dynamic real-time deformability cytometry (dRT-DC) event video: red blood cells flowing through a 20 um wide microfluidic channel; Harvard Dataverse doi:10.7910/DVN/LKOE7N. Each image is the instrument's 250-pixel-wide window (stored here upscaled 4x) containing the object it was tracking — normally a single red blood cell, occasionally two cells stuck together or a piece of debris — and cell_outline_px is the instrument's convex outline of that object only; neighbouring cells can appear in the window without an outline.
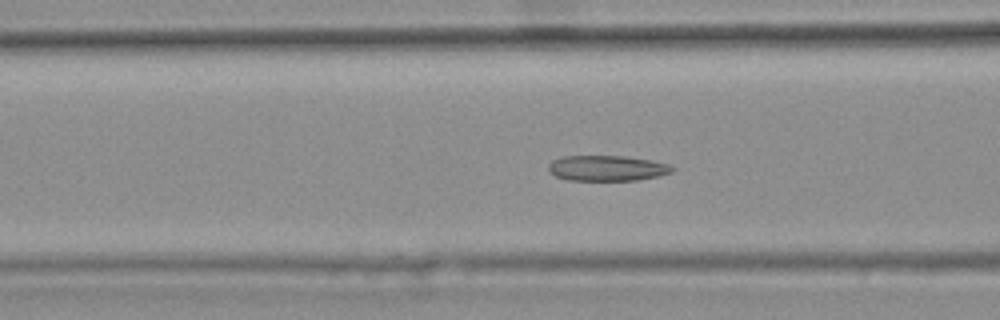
{"species": "common noctule bat (a hibernating species)", "species_latin": "Nyctalus noctula", "temperature_condition": "warm", "stored_images_in_passage": 46, "camera_frame_rate_fps": 3000, "um_per_image_px": 0.085, "animal": {"sex": "female", "body_mass_g": 25.1}, "frame": {"image": 1, "passage_image": 20, "time_ms": 6.333, "image_size_px": [1000, 320], "cell_outline_px": [[676, 168], [672, 172], [660, 176], [636, 180], [568, 180], [556, 176], [548, 172], [548, 164], [552, 160], [564, 156], [624, 156], [648, 160], [668, 164]], "centroid_in_image_um": [51.58, 14.3], "position_along_channel_um": 115.0, "area_um2": 18.38}, "authors_computed_cell_mechanics": {"area_um2": 18.7272, "velocity_mm_per_s": 3.7239, "shape_relaxation_time_tau1_ms": null, "shape_relaxation_time_tau2_ms": 5.0797, "deformation_change_tau1": null, "deformation_change_tau2": 0.1109}}